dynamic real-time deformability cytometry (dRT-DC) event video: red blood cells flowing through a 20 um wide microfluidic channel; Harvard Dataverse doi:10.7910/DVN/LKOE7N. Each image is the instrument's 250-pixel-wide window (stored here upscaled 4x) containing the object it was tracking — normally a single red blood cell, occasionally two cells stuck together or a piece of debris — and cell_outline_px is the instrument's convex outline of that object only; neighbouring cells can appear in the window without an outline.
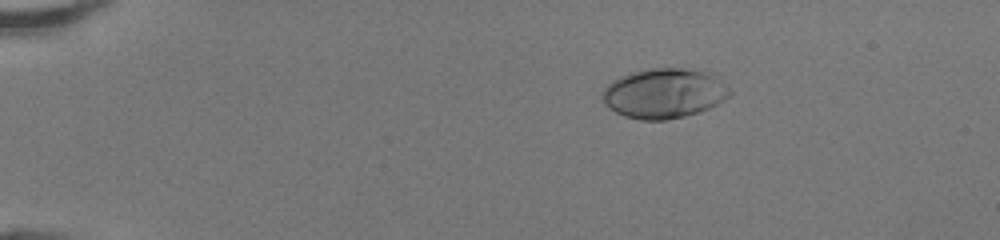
{"species": "human", "species_latin": "Homo sapiens", "temperature_condition": "room temperature", "stored_images_in_passage": 42, "camera_frame_rate_fps": 3000, "um_per_image_px": 0.085, "donor": {"sex": "female"}, "frame": {"image": 1, "passage_image": 2, "time_ms": 0.333, "image_size_px": [1000, 240], "cell_outline_px": [[732, 96], [700, 112], [668, 120], [640, 120], [624, 116], [608, 108], [604, 104], [600, 96], [600, 92], [612, 80], [620, 76], [632, 72], [648, 68], [692, 68], [708, 72], [728, 88], [732, 92]], "centroid_in_image_um": [56.4, 7.93], "position_along_channel_um": 28.6, "area_um2": 37.34}}
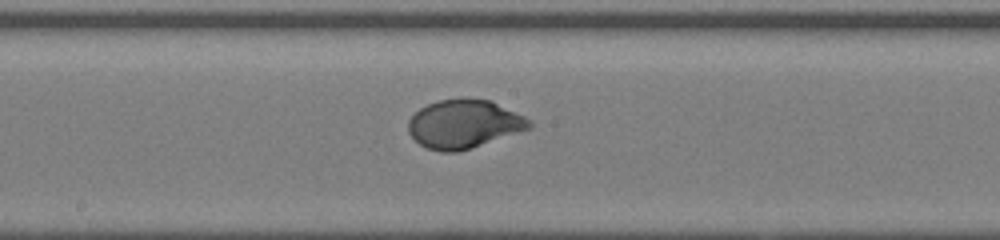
{"frame": {"image": 2, "passage_image": 21, "time_ms": 6.667, "image_size_px": [1000, 240], "cell_outline_px": [[532, 128], [472, 148], [456, 152], [440, 152], [428, 148], [420, 144], [408, 132], [408, 120], [420, 108], [428, 104], [440, 100], [464, 96], [492, 100], [532, 120]], "centroid_in_image_um": [39.47, 10.52], "position_along_channel_um": 208.7, "area_um2": 34.68}}
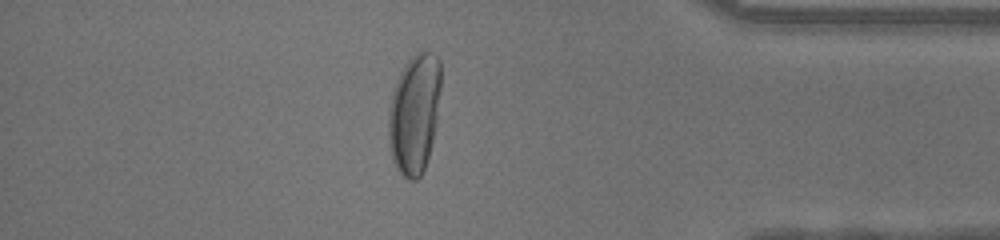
{"frame": {"image": 3, "passage_image": 36, "time_ms": 11.667, "image_size_px": [1000, 240], "cell_outline_px": [[440, 88], [436, 124], [428, 156], [424, 168], [420, 176], [416, 180], [408, 180], [396, 168], [392, 160], [388, 144], [388, 108], [392, 92], [396, 80], [400, 72], [408, 60], [420, 48], [436, 56], [440, 60]], "centroid_in_image_um": [35.19, 9.64], "position_along_channel_um": 400.0, "area_um2": 36.82}, "authors_computed_cell_mechanics": {"area_um2": 34.7089, "velocity_mm_per_s": 4.2764, "shape_relaxation_time_tau1_ms": 3.2844, "shape_relaxation_time_tau2_ms": null, "deformation_change_tau1": 0.2124, "deformation_change_tau2": null}}